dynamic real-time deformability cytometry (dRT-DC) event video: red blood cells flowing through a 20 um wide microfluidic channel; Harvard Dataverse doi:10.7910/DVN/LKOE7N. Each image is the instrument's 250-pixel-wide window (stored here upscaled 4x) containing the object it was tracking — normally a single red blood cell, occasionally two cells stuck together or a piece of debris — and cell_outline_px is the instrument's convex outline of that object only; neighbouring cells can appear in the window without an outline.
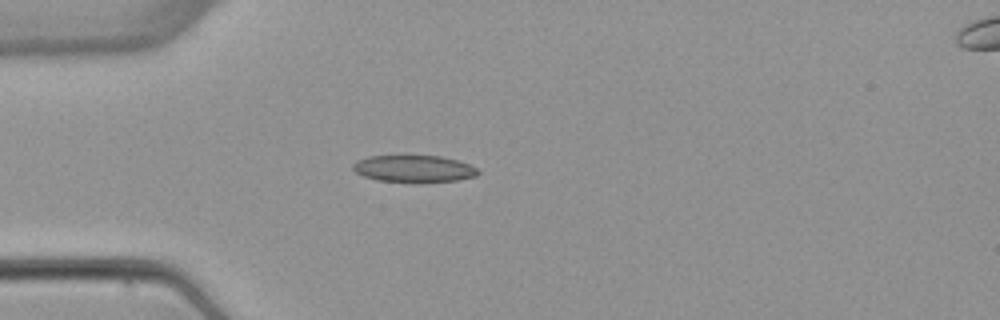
{"species": "common noctule bat (a hibernating species)", "species_latin": "Nyctalus noctula", "temperature_condition": "warm", "stored_images_in_passage": 5, "camera_frame_rate_fps": 3000, "um_per_image_px": 0.085, "animal": {"sex": "female", "body_mass_g": 22.7, "forearm_length_mm": 54.2}, "frame": {"image": 1, "passage_image": 4, "time_ms": 4.667, "image_size_px": [1000, 320], "cell_outline_px": [[480, 172], [476, 176], [456, 180], [376, 180], [364, 176], [356, 172], [352, 168], [352, 164], [356, 160], [368, 156], [440, 156], [456, 160], [468, 164], [476, 168]], "centroid_in_image_um": [35.14, 14.3], "position_along_channel_um": 49.9, "area_um2": 18.84}}